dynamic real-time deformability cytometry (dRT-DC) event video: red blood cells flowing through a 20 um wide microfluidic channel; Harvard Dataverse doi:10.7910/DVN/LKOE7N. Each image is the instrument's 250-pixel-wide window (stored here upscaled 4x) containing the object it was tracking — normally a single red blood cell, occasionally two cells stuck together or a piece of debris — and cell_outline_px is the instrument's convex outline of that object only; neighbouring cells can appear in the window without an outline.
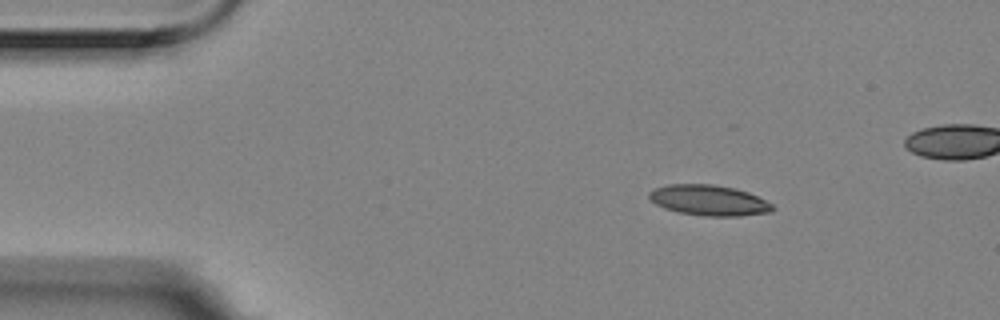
{"species": "Egyptian fruit bat (a non-hibernating species)", "species_latin": "Rousettus aegyptiacus", "temperature_condition": "room temperature", "stored_images_in_passage": 6, "camera_frame_rate_fps": 3000, "um_per_image_px": 0.085, "animal": {"sex": "female"}, "frame": {"image": 1, "passage_image": 2, "time_ms": 0.333, "image_size_px": [1000, 320], "cell_outline_px": [[776, 208], [772, 212], [740, 216], [704, 216], [680, 212], [664, 208], [656, 204], [648, 196], [648, 192], [656, 188], [668, 184], [712, 184], [736, 188], [748, 192], [772, 204]], "centroid_in_image_um": [60.28, 17.02], "position_along_channel_um": 24.7, "area_um2": 21.96}}
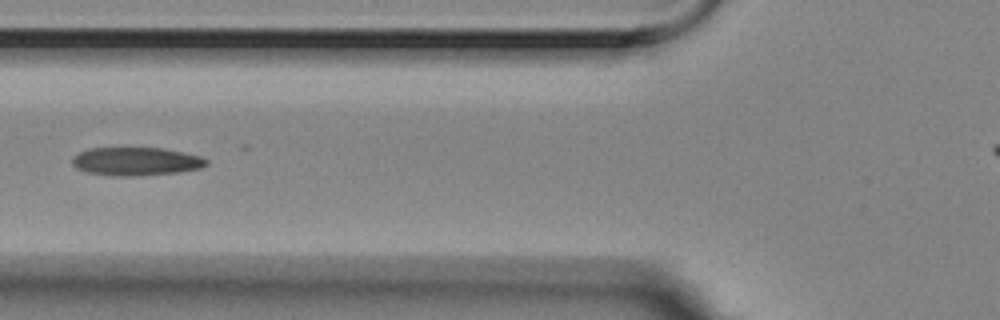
{"frame": {"image": 2, "passage_image": 6, "time_ms": 1.667, "image_size_px": [1000, 320], "cell_outline_px": [[208, 164], [200, 168], [180, 172], [128, 176], [116, 176], [88, 172], [76, 168], [72, 164], [72, 156], [88, 148], [164, 148], [184, 152], [200, 156], [208, 160]], "centroid_in_image_um": [11.56, 13.71], "position_along_channel_um": 114.2, "area_um2": 22.08}}